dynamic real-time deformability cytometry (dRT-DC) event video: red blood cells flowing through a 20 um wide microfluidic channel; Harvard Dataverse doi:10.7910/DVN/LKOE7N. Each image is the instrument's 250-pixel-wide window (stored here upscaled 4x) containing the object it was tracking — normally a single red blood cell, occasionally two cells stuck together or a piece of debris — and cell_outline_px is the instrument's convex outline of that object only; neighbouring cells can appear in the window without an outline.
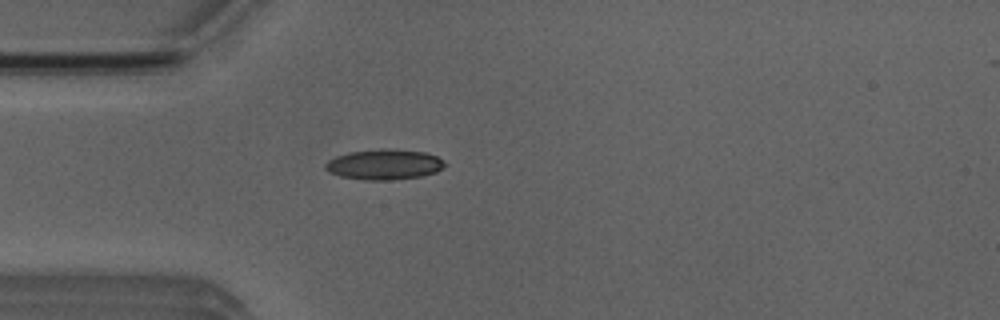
{"species": "Egyptian fruit bat (a non-hibernating species)", "species_latin": "Rousettus aegyptiacus", "temperature_condition": "room temperature", "stored_images_in_passage": 1, "camera_frame_rate_fps": 3000, "um_per_image_px": 0.085, "animal": {"sex": "male"}, "frame": {"image": 1, "passage_image": 1, "time_ms": 0.0, "image_size_px": [1000, 320], "cell_outline_px": [[444, 168], [436, 172], [420, 176], [388, 180], [364, 180], [340, 176], [328, 172], [324, 168], [324, 164], [328, 160], [336, 156], [348, 152], [380, 148], [396, 148], [424, 152], [436, 156], [444, 160]], "centroid_in_image_um": [32.63, 13.96], "position_along_channel_um": 52.4, "area_um2": 21.39}}